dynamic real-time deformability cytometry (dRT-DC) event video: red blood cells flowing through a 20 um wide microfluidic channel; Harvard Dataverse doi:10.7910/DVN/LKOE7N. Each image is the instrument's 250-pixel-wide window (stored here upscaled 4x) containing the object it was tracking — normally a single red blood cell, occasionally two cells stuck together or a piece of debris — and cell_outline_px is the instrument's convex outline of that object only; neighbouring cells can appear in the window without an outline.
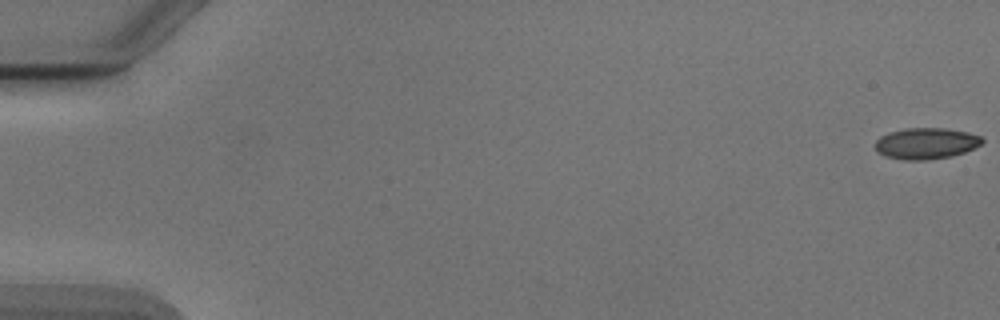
{"species": "Egyptian fruit bat (a non-hibernating species)", "species_latin": "Rousettus aegyptiacus", "temperature_condition": "cold", "stored_images_in_passage": 54, "camera_frame_rate_fps": 3000, "um_per_image_px": 0.085, "animal": {"sex": "male"}, "frame": {"image": 1, "passage_image": 1, "time_ms": 0.0, "image_size_px": [1000, 320], "cell_outline_px": [[984, 140], [980, 144], [964, 152], [952, 156], [928, 160], [904, 160], [884, 156], [876, 148], [876, 140], [880, 136], [888, 132], [904, 128], [944, 128], [968, 132], [980, 136]], "centroid_in_image_um": [78.7, 12.18], "position_along_channel_um": 6.3, "area_um2": 19.42}}
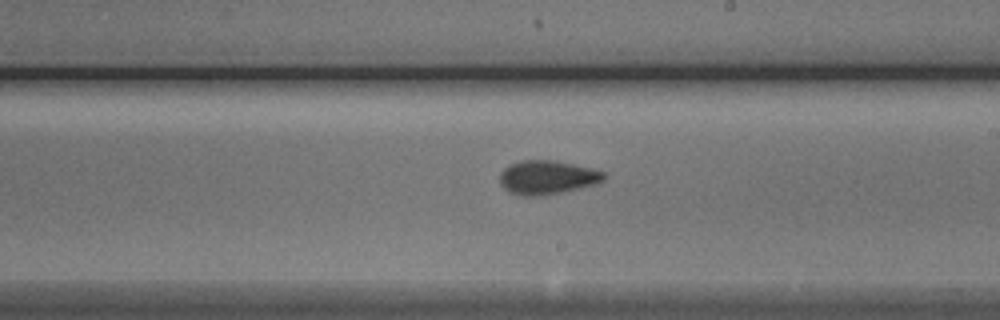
{"frame": {"image": 2, "passage_image": 32, "time_ms": 10.333, "image_size_px": [1000, 320], "cell_outline_px": [[604, 180], [596, 184], [580, 188], [540, 196], [524, 196], [512, 192], [504, 188], [500, 184], [500, 172], [508, 164], [520, 160], [556, 160], [604, 172]], "centroid_in_image_um": [46.47, 15.07], "position_along_channel_um": 242.5, "area_um2": 20.4}}
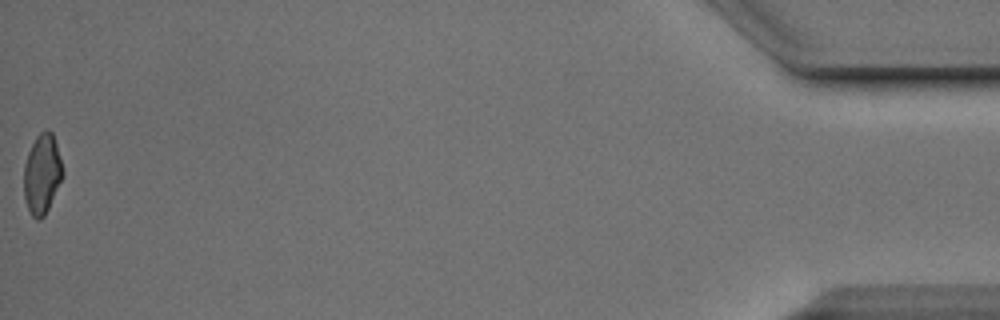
{"frame": {"image": 3, "passage_image": 54, "time_ms": 17.667, "image_size_px": [1000, 320], "cell_outline_px": [[64, 172], [48, 208], [44, 216], [40, 220], [36, 220], [32, 216], [28, 208], [24, 196], [24, 164], [28, 152], [36, 136], [40, 132], [52, 132], [56, 144]], "centroid_in_image_um": [3.56, 14.8], "position_along_channel_um": 431.6, "area_um2": 17.69}, "authors_computed_cell_mechanics": {"area_um2": 19.5942, "velocity_mm_per_s": 3.8947, "shape_relaxation_time_tau1_ms": 4.5789, "shape_relaxation_time_tau2_ms": 1.6093, "deformation_change_tau1": 0.1202, "deformation_change_tau2": 0.0511}}